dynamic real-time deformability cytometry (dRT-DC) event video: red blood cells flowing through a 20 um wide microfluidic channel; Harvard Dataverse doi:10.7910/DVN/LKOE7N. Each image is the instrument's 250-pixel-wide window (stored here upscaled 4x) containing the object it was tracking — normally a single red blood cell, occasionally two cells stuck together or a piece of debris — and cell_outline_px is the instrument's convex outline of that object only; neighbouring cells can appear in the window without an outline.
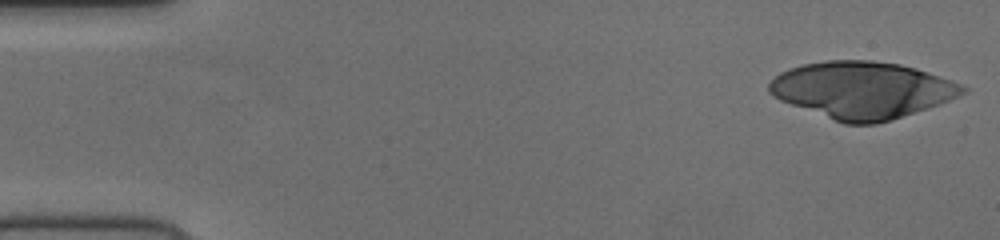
{"species": "human", "species_latin": "Homo sapiens", "temperature_condition": "cold", "stored_images_in_passage": 38, "camera_frame_rate_fps": 3000, "um_per_image_px": 0.085, "donor": {"sex": "female"}, "frame": {"image": 1, "passage_image": 1, "time_ms": 0.0, "image_size_px": [1000, 240], "cell_outline_px": [[968, 92], [948, 100], [892, 120], [876, 124], [844, 124], [780, 100], [772, 96], [768, 92], [768, 84], [780, 72], [804, 64], [824, 60], [872, 60], [900, 64], [916, 68], [952, 80], [968, 88]], "centroid_in_image_um": [73.27, 7.65], "position_along_channel_um": 11.7, "area_um2": 63.87}}
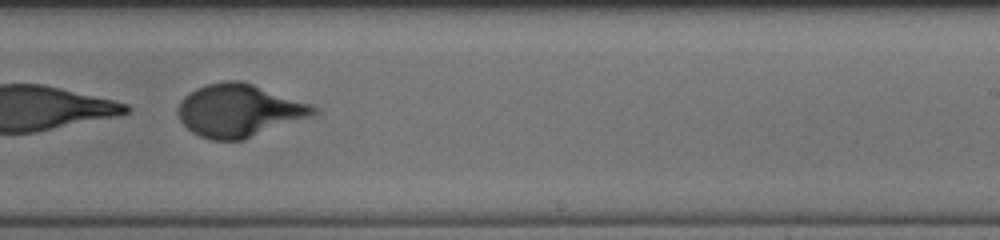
{"frame": {"image": 2, "passage_image": 32, "time_ms": 10.333, "image_size_px": [1000, 240], "cell_outline_px": [[320, 108], [312, 116], [244, 140], [212, 140], [200, 136], [192, 132], [180, 120], [176, 112], [176, 108], [180, 100], [184, 96], [196, 88], [208, 84], [228, 80], [240, 80], [312, 104]], "centroid_in_image_um": [20.31, 9.4], "position_along_channel_um": 268.7, "area_um2": 41.67}}